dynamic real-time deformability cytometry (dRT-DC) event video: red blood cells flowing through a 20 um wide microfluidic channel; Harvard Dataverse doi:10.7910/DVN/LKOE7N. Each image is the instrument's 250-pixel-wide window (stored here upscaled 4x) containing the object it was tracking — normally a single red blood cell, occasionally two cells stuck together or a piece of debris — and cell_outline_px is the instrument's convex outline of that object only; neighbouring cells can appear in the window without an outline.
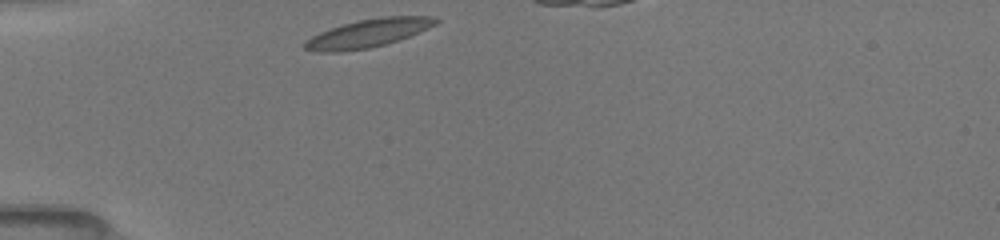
{"species": "common noctule bat (a hibernating species)", "species_latin": "Nyctalus noctula", "temperature_condition": "room temperature", "stored_images_in_passage": 4, "camera_frame_rate_fps": 3000, "um_per_image_px": 0.085, "animal": {"sex": "female", "body_mass_g": 19.5, "forearm_length_mm": 54.1}, "frame": {"image": 1, "passage_image": 1, "time_ms": 0.0, "image_size_px": [1000, 240], "cell_outline_px": [[440, 20], [436, 24], [428, 28], [408, 36], [384, 44], [368, 48], [340, 52], [316, 52], [304, 48], [304, 40], [320, 32], [344, 24], [360, 20], [380, 16], [436, 16]], "centroid_in_image_um": [31.29, 2.82], "position_along_channel_um": 53.7, "area_um2": 21.33}}
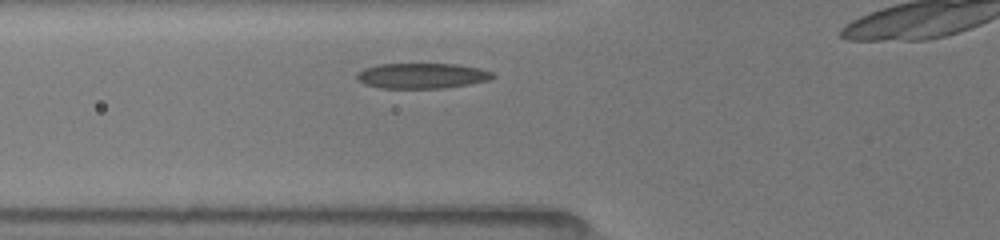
{"frame": {"image": 2, "passage_image": 3, "time_ms": 1.333, "image_size_px": [1000, 240], "cell_outline_px": [[496, 76], [488, 80], [468, 84], [444, 88], [380, 88], [364, 84], [356, 80], [356, 72], [364, 68], [380, 64], [456, 64], [480, 68], [492, 72]], "centroid_in_image_um": [35.83, 6.44], "position_along_channel_um": 90.0, "area_um2": 20.17}}